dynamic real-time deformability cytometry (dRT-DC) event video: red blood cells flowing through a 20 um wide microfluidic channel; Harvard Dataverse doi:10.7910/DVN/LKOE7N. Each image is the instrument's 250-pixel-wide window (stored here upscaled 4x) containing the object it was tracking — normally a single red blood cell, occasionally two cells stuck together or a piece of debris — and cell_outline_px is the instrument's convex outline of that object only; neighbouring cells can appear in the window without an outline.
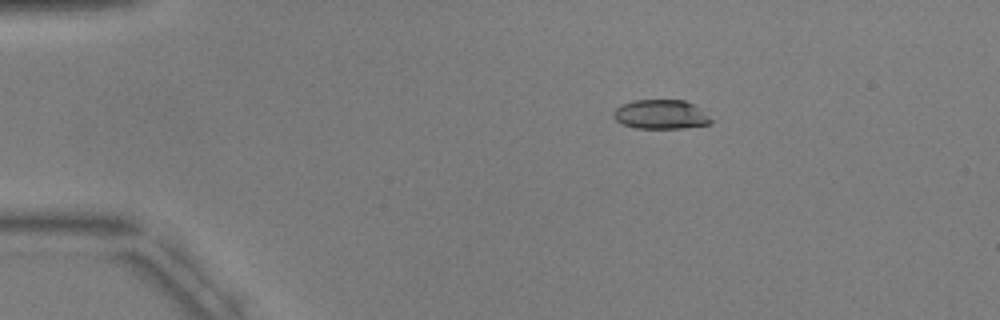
{"species": "common noctule bat (a hibernating species)", "species_latin": "Nyctalus noctula", "temperature_condition": "warm", "stored_images_in_passage": 4, "camera_frame_rate_fps": 3000, "um_per_image_px": 0.085, "animal": {"sex": "male", "body_mass_g": 17.9, "forearm_length_mm": 54.2}, "frame": {"image": 1, "passage_image": 1, "time_ms": 0.0, "image_size_px": [1000, 320], "cell_outline_px": [[712, 120], [708, 124], [684, 128], [636, 128], [620, 124], [612, 116], [612, 112], [620, 104], [632, 100], [684, 100], [700, 108]], "centroid_in_image_um": [56.1, 9.72], "position_along_channel_um": 28.9, "area_um2": 16.7}}
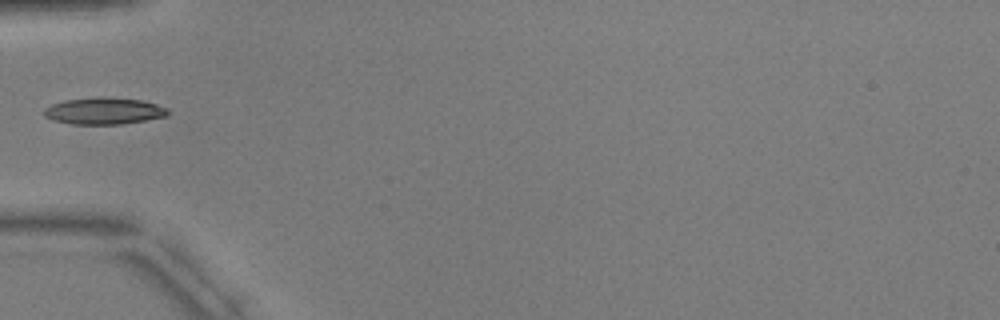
{"frame": {"image": 2, "passage_image": 3, "time_ms": 3.0, "image_size_px": [1000, 320], "cell_outline_px": [[168, 116], [120, 124], [72, 124], [52, 120], [44, 116], [44, 108], [52, 104], [64, 100], [100, 96], [104, 96], [140, 100], [156, 104], [168, 108]], "centroid_in_image_um": [8.81, 9.42], "position_along_channel_um": 76.2, "area_um2": 19.36}}